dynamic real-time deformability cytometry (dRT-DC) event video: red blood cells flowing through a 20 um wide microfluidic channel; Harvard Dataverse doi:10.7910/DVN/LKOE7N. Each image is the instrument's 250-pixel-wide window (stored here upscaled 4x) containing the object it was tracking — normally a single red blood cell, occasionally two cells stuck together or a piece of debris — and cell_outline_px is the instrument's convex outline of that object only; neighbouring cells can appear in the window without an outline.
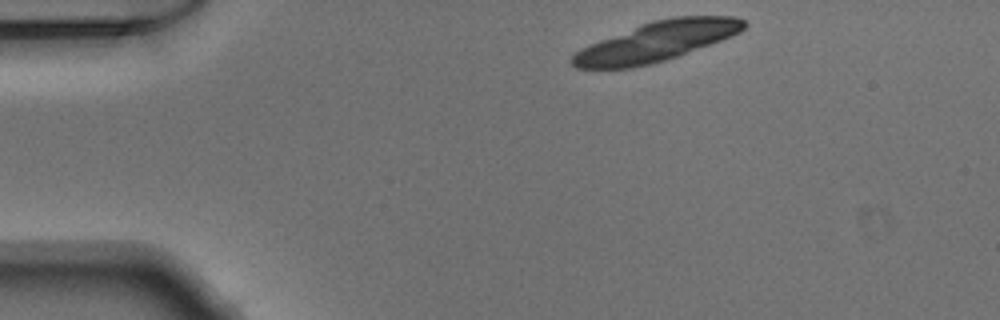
{"species": "Egyptian fruit bat (a non-hibernating species)", "species_latin": "Rousettus aegyptiacus", "temperature_condition": "warm", "stored_images_in_passage": 31, "camera_frame_rate_fps": 3000, "um_per_image_px": 0.085, "animal": {"sex": "male"}, "frame": {"image": 1, "passage_image": 1, "time_ms": 0.0, "image_size_px": [1000, 320], "cell_outline_px": [[748, 24], [740, 32], [720, 40], [676, 56], [652, 64], [632, 68], [576, 68], [568, 60], [580, 48], [588, 44], [640, 24], [652, 20], [676, 16], [732, 16], [744, 20]], "centroid_in_image_um": [55.75, 3.52], "position_along_channel_um": 29.2, "area_um2": 39.42}}